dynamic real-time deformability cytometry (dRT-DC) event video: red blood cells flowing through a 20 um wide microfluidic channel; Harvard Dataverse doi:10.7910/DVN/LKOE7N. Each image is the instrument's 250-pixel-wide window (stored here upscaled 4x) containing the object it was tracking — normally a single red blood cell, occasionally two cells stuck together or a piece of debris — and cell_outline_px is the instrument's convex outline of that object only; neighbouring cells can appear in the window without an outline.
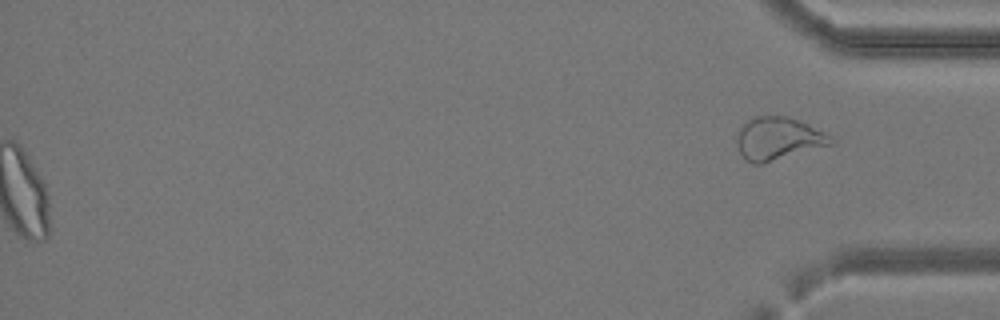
{"species": "common noctule bat (a hibernating species)", "species_latin": "Nyctalus noctula", "temperature_condition": "cold", "stored_images_in_passage": 41, "segment_of_instrument_passage": [2, 2], "camera_frame_rate_fps": 3000, "um_per_image_px": 0.085, "animal": {"sex": "female", "body_mass_g": 24.6, "forearm_length_mm": 56.2}, "frame": {"image": 1, "passage_image": 41, "time_ms": 13.333, "image_size_px": [1000, 320], "cell_outline_px": [[836, 140], [832, 144], [764, 164], [752, 164], [740, 152], [736, 140], [736, 132], [748, 120], [756, 116], [788, 116], [808, 124], [832, 136]], "centroid_in_image_um": [66.15, 11.78], "position_along_channel_um": 369.0, "area_um2": 23.47}}